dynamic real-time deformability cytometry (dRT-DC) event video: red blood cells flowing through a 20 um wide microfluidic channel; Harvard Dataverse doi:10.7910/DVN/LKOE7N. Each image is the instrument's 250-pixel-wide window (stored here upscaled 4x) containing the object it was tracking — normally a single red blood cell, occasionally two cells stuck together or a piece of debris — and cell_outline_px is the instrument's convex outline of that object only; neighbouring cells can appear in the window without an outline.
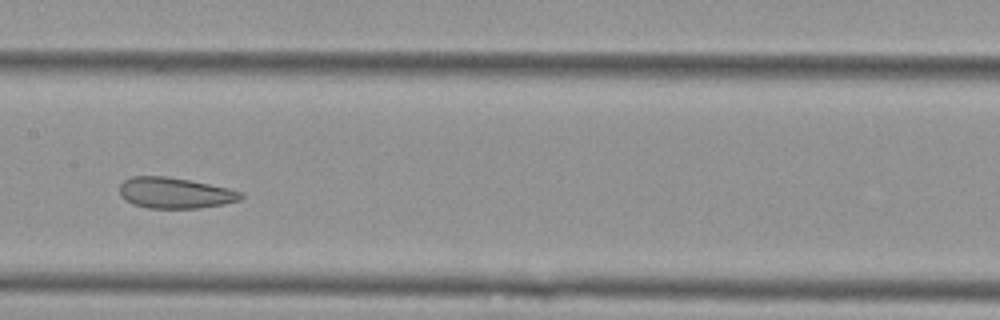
{"species": "Egyptian fruit bat (a non-hibernating species)", "species_latin": "Rousettus aegyptiacus", "temperature_condition": "cold", "stored_images_in_passage": 11, "camera_frame_rate_fps": 3000, "um_per_image_px": 0.085, "animal": {"sex": "female"}, "frame": {"image": 1, "passage_image": 4, "time_ms": 1.0, "image_size_px": [1000, 320], "cell_outline_px": [[244, 196], [240, 200], [224, 204], [200, 208], [148, 208], [132, 204], [124, 200], [120, 196], [120, 184], [124, 180], [132, 176], [164, 176], [188, 180], [228, 188], [244, 192]], "centroid_in_image_um": [14.86, 16.41], "position_along_channel_um": 192.5, "area_um2": 21.91}}
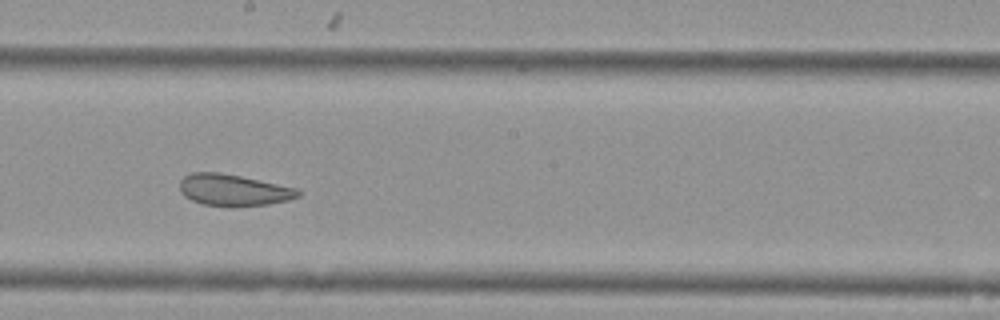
{"frame": {"image": 2, "passage_image": 5, "time_ms": 1.333, "image_size_px": [1000, 320], "cell_outline_px": [[300, 196], [288, 200], [268, 204], [204, 204], [192, 200], [184, 196], [180, 192], [180, 180], [184, 176], [192, 172], [220, 172], [240, 176], [296, 188], [300, 192]], "centroid_in_image_um": [19.81, 16.11], "position_along_channel_um": 228.4, "area_um2": 20.98}}
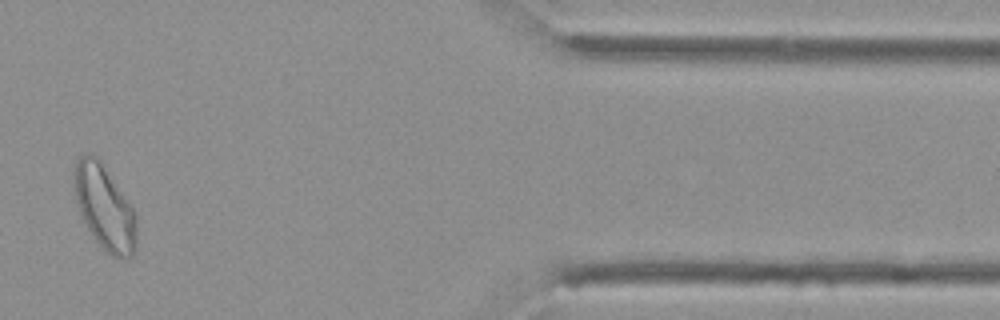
{"frame": {"image": 3, "passage_image": 10, "time_ms": 3.0, "image_size_px": [1000, 320], "cell_outline_px": [[136, 248], [132, 256], [128, 260], [112, 256], [92, 236], [80, 212], [76, 200], [72, 172], [76, 160], [84, 152], [92, 152], [100, 160], [132, 208], [136, 216]], "centroid_in_image_um": [8.87, 17.61], "position_along_channel_um": 402.5, "area_um2": 30.58}}